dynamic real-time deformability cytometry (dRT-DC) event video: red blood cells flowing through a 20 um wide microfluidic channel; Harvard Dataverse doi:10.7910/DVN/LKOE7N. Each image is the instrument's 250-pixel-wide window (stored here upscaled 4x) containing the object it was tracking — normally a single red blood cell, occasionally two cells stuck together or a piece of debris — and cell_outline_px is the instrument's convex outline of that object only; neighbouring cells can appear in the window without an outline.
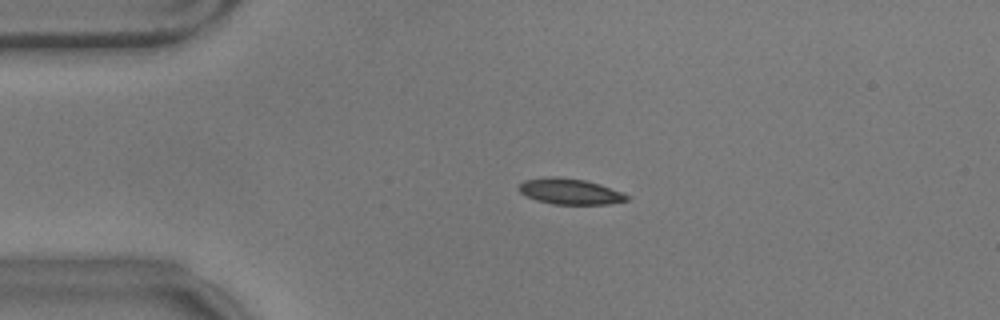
{"species": "common noctule bat (a hibernating species)", "species_latin": "Nyctalus noctula", "temperature_condition": "warm", "stored_images_in_passage": 34, "camera_frame_rate_fps": 3000, "um_per_image_px": 0.085, "animal": {"sex": "male", "body_mass_g": 17.9}, "frame": {"image": 1, "passage_image": 1, "time_ms": 0.0, "image_size_px": [1000, 320], "cell_outline_px": [[632, 196], [628, 200], [608, 204], [552, 204], [536, 200], [524, 196], [516, 188], [524, 180], [552, 176], [556, 176], [584, 180], [600, 184]], "centroid_in_image_um": [48.43, 16.27], "position_along_channel_um": 36.6, "area_um2": 16.36}}
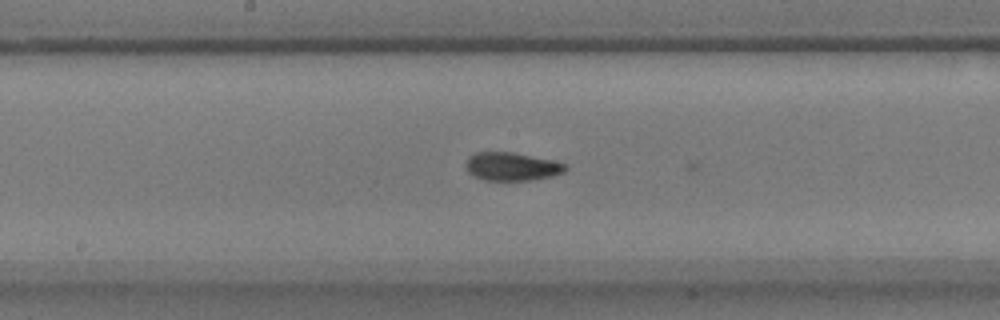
{"frame": {"image": 2, "passage_image": 18, "time_ms": 5.667, "image_size_px": [1000, 320], "cell_outline_px": [[568, 168], [564, 172], [552, 176], [528, 180], [484, 180], [468, 172], [468, 156], [476, 152], [512, 152], [552, 160], [568, 164]], "centroid_in_image_um": [43.55, 14.15], "position_along_channel_um": 204.6, "area_um2": 16.18}}
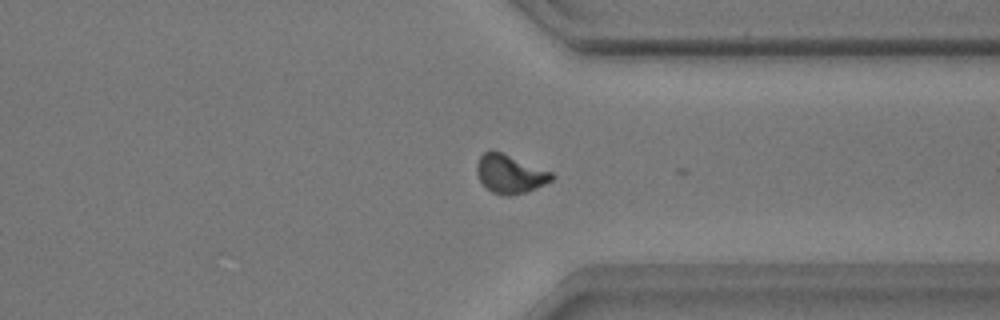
{"frame": {"image": 3, "passage_image": 32, "time_ms": 10.333, "image_size_px": [1000, 320], "cell_outline_px": [[556, 176], [552, 180], [536, 188], [512, 196], [508, 196], [492, 192], [480, 180], [476, 172], [476, 164], [480, 156], [484, 152], [500, 152], [552, 172]], "centroid_in_image_um": [43.35, 14.8], "position_along_channel_um": 368.0, "area_um2": 16.47}, "authors_computed_cell_mechanics": {"area_um2": 16.4152, "velocity_mm_per_s": 3.5266, "shape_relaxation_time_tau1_ms": 4.3946, "shape_relaxation_time_tau2_ms": 1.4637, "deformation_change_tau1": 0.1436, "deformation_change_tau2": 0.0525}}